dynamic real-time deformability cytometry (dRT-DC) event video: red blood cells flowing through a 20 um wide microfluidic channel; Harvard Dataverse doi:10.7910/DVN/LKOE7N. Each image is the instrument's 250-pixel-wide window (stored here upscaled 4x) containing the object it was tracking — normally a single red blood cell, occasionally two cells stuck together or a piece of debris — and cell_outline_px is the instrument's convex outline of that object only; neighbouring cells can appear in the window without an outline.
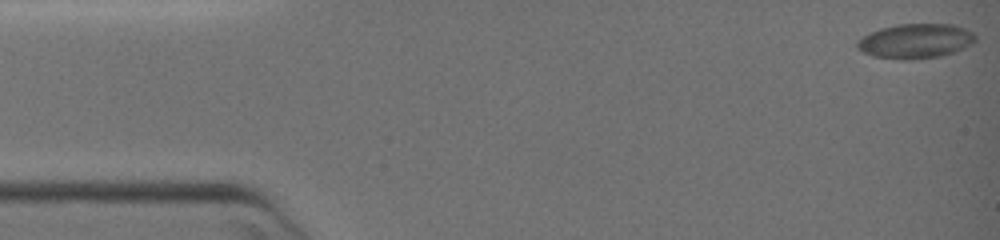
{"species": "common noctule bat (a hibernating species)", "species_latin": "Nyctalus noctula", "temperature_condition": "warm", "stored_images_in_passage": 74, "camera_frame_rate_fps": 3000, "um_per_image_px": 0.085, "animal": {"sex": "female", "body_mass_g": 19.0, "forearm_length_mm": 51.5}, "frame": {"image": 1, "passage_image": 1, "time_ms": 0.0, "image_size_px": [1000, 240], "cell_outline_px": [[976, 40], [972, 44], [964, 48], [940, 56], [908, 60], [900, 60], [872, 56], [856, 48], [856, 40], [880, 28], [896, 24], [952, 24], [964, 28], [972, 32], [976, 36]], "centroid_in_image_um": [77.8, 3.49], "position_along_channel_um": 7.2, "area_um2": 23.93}}
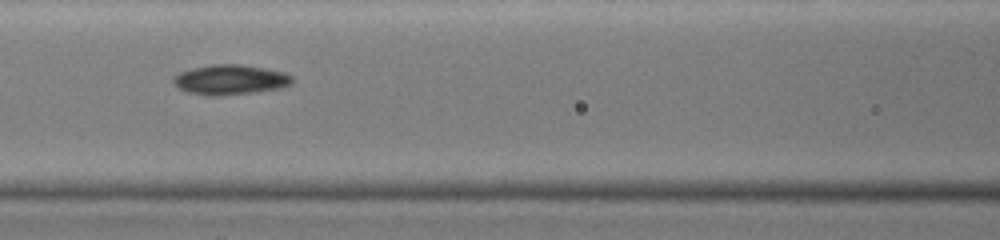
{"frame": {"image": 2, "passage_image": 32, "time_ms": 10.333, "image_size_px": [1000, 240], "cell_outline_px": [[292, 84], [284, 88], [256, 92], [224, 96], [208, 96], [188, 92], [176, 88], [172, 84], [172, 80], [180, 72], [192, 68], [212, 64], [236, 64], [264, 68], [284, 72], [292, 76]], "centroid_in_image_um": [19.56, 6.79], "position_along_channel_um": 147.0, "area_um2": 21.04}}
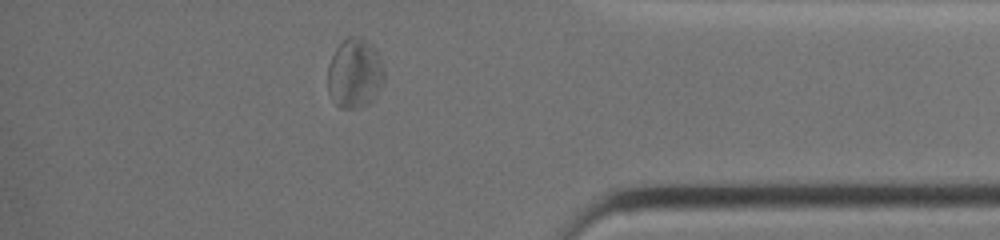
{"frame": {"image": 3, "passage_image": 64, "time_ms": 21.0, "image_size_px": [1000, 240], "cell_outline_px": [[384, 80], [376, 96], [368, 104], [360, 108], [340, 108], [336, 104], [328, 92], [328, 64], [336, 48], [348, 36], [352, 36], [364, 40], [372, 44], [380, 56], [384, 68]], "centroid_in_image_um": [30.16, 6.25], "position_along_channel_um": 405.0, "area_um2": 23.0}}